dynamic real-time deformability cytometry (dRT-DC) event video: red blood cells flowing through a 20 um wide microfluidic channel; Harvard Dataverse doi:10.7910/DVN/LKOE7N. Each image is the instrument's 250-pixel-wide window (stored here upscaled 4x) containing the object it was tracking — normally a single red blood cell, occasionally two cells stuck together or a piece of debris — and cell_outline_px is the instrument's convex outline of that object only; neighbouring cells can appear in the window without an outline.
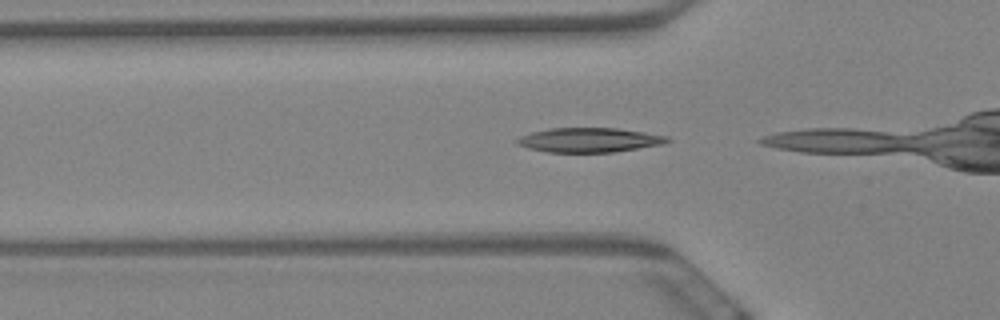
{"species": "Egyptian fruit bat (a non-hibernating species)", "species_latin": "Rousettus aegyptiacus", "temperature_condition": "warm", "stored_images_in_passage": 14, "camera_frame_rate_fps": 3000, "um_per_image_px": 0.085, "animal": {"sex": "female"}, "frame": {"image": 1, "passage_image": 12, "time_ms": 3.667, "image_size_px": [1000, 320], "cell_outline_px": [[672, 140], [664, 144], [612, 152], [548, 152], [528, 148], [516, 144], [516, 140], [520, 136], [532, 132], [548, 128], [616, 128], [644, 132], [668, 136]], "centroid_in_image_um": [50.09, 11.9], "position_along_channel_um": 75.7, "area_um2": 21.39}}